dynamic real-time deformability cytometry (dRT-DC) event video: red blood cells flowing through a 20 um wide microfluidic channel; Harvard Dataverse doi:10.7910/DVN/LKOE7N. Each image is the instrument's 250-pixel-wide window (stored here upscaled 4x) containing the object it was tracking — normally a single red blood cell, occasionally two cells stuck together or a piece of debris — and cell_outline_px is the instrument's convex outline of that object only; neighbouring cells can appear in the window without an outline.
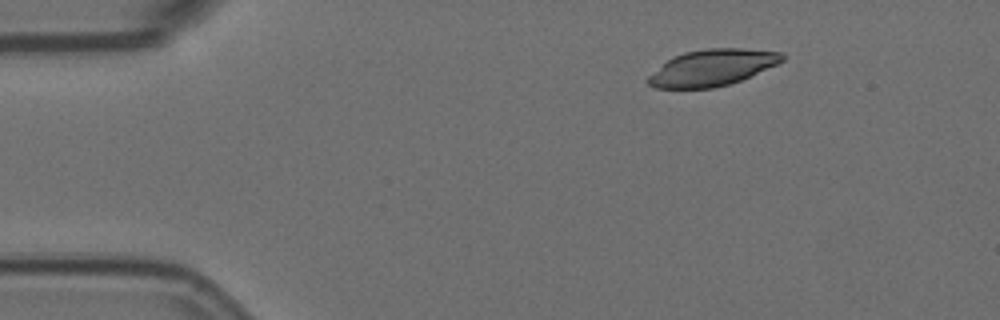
{"species": "Egyptian fruit bat (a non-hibernating species)", "species_latin": "Rousettus aegyptiacus", "temperature_condition": "room temperature", "stored_images_in_passage": 5, "camera_frame_rate_fps": 3000, "um_per_image_px": 0.085, "animal": {"sex": "female"}, "frame": {"image": 1, "passage_image": 3, "time_ms": 0.667, "image_size_px": [1000, 320], "cell_outline_px": [[784, 60], [776, 64], [740, 80], [728, 84], [712, 88], [656, 88], [648, 84], [644, 80], [648, 76], [668, 60], [684, 52], [704, 48], [744, 48], [780, 52], [784, 56]], "centroid_in_image_um": [60.51, 5.74], "position_along_channel_um": 24.5, "area_um2": 28.09}}